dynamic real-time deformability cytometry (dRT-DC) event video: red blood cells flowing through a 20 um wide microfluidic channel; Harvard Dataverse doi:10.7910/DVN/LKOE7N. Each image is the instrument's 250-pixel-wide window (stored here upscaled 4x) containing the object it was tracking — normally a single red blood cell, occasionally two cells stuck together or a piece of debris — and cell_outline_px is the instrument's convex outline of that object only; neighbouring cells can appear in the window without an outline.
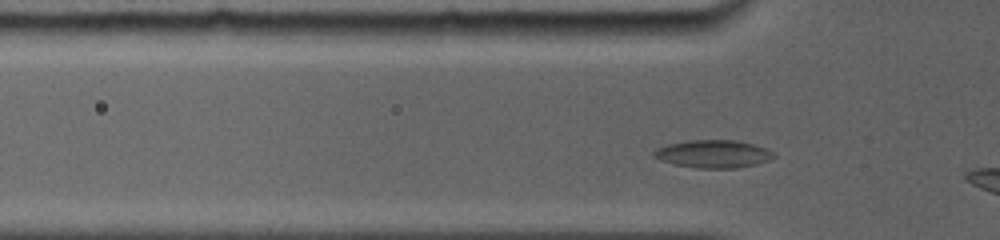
{"species": "common noctule bat (a hibernating species)", "species_latin": "Nyctalus noctula", "temperature_condition": "room temperature", "stored_images_in_passage": 20, "camera_frame_rate_fps": 5000, "um_per_image_px": 0.085, "animal": {"sex": "female", "body_mass_g": 19.0, "forearm_length_mm": 56.7}, "frame": {"image": 1, "passage_image": 6, "time_ms": 1.8, "image_size_px": [1000, 240], "cell_outline_px": [[776, 156], [768, 160], [756, 164], [736, 168], [696, 168], [676, 164], [660, 160], [652, 156], [652, 152], [656, 148], [668, 144], [688, 140], [736, 140], [752, 144], [764, 148], [772, 152]], "centroid_in_image_um": [60.58, 13.08], "position_along_channel_um": 65.2, "area_um2": 19.31}}
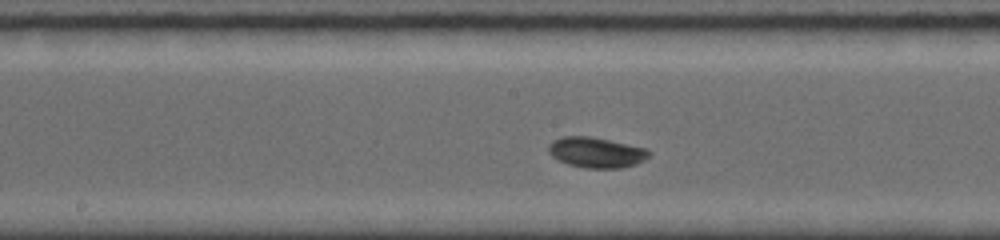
{"frame": {"image": 2, "passage_image": 14, "time_ms": 5.2, "image_size_px": [1000, 240], "cell_outline_px": [[652, 152], [644, 160], [636, 164], [620, 168], [584, 168], [568, 164], [552, 156], [548, 152], [548, 144], [552, 140], [564, 136], [588, 136], [648, 148]], "centroid_in_image_um": [50.68, 12.95], "position_along_channel_um": 197.5, "area_um2": 17.86}}
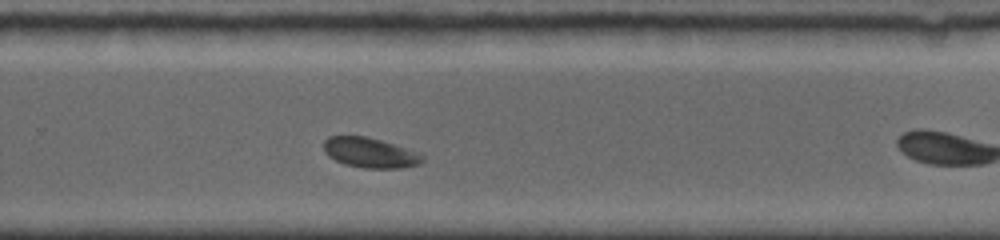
{"frame": {"image": 3, "passage_image": 19, "time_ms": 7.8, "image_size_px": [1000, 240], "cell_outline_px": [[424, 160], [420, 164], [404, 168], [364, 168], [344, 164], [328, 156], [324, 152], [324, 140], [328, 136], [368, 136], [416, 152], [424, 156]], "centroid_in_image_um": [31.43, 12.99], "position_along_channel_um": 298.4, "area_um2": 17.22}}